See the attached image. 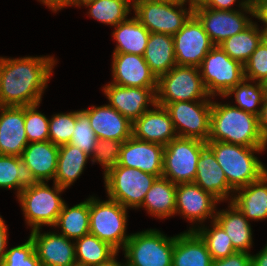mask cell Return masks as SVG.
<instances>
[{"mask_svg":"<svg viewBox=\"0 0 267 266\" xmlns=\"http://www.w3.org/2000/svg\"><path fill=\"white\" fill-rule=\"evenodd\" d=\"M130 2L131 0H95L85 6L89 7L88 13L97 21L117 26L127 19L133 7Z\"/></svg>","mask_w":267,"mask_h":266,"instance_id":"8d00e7d4","label":"cell"},{"mask_svg":"<svg viewBox=\"0 0 267 266\" xmlns=\"http://www.w3.org/2000/svg\"><path fill=\"white\" fill-rule=\"evenodd\" d=\"M112 84L124 87L157 88V78L143 56L113 54Z\"/></svg>","mask_w":267,"mask_h":266,"instance_id":"ffe728a7","label":"cell"},{"mask_svg":"<svg viewBox=\"0 0 267 266\" xmlns=\"http://www.w3.org/2000/svg\"><path fill=\"white\" fill-rule=\"evenodd\" d=\"M229 210L216 212L215 221L224 229L237 252H248L252 246V230L249 220L230 202Z\"/></svg>","mask_w":267,"mask_h":266,"instance_id":"4316f807","label":"cell"},{"mask_svg":"<svg viewBox=\"0 0 267 266\" xmlns=\"http://www.w3.org/2000/svg\"><path fill=\"white\" fill-rule=\"evenodd\" d=\"M238 192L231 198L234 204L247 219L264 220L267 218V173L259 180L236 189Z\"/></svg>","mask_w":267,"mask_h":266,"instance_id":"484cf974","label":"cell"},{"mask_svg":"<svg viewBox=\"0 0 267 266\" xmlns=\"http://www.w3.org/2000/svg\"><path fill=\"white\" fill-rule=\"evenodd\" d=\"M214 46H219L227 38L242 32L252 21L237 10H216L201 7L193 11Z\"/></svg>","mask_w":267,"mask_h":266,"instance_id":"5bb4252c","label":"cell"},{"mask_svg":"<svg viewBox=\"0 0 267 266\" xmlns=\"http://www.w3.org/2000/svg\"><path fill=\"white\" fill-rule=\"evenodd\" d=\"M251 266H267V245L256 255H251Z\"/></svg>","mask_w":267,"mask_h":266,"instance_id":"816d5d0a","label":"cell"},{"mask_svg":"<svg viewBox=\"0 0 267 266\" xmlns=\"http://www.w3.org/2000/svg\"><path fill=\"white\" fill-rule=\"evenodd\" d=\"M208 141H221L246 147H267L258 116L231 106L212 102Z\"/></svg>","mask_w":267,"mask_h":266,"instance_id":"7a4b0ae2","label":"cell"},{"mask_svg":"<svg viewBox=\"0 0 267 266\" xmlns=\"http://www.w3.org/2000/svg\"><path fill=\"white\" fill-rule=\"evenodd\" d=\"M62 228L61 234L69 239H78L89 234V199L68 208L64 203L54 227Z\"/></svg>","mask_w":267,"mask_h":266,"instance_id":"836d02e7","label":"cell"},{"mask_svg":"<svg viewBox=\"0 0 267 266\" xmlns=\"http://www.w3.org/2000/svg\"><path fill=\"white\" fill-rule=\"evenodd\" d=\"M74 243L77 266H97L117 252L108 243L90 233L76 239Z\"/></svg>","mask_w":267,"mask_h":266,"instance_id":"e575fe53","label":"cell"},{"mask_svg":"<svg viewBox=\"0 0 267 266\" xmlns=\"http://www.w3.org/2000/svg\"><path fill=\"white\" fill-rule=\"evenodd\" d=\"M157 1H168V2H173V3H179V4H185L188 2V0H157Z\"/></svg>","mask_w":267,"mask_h":266,"instance_id":"9f6ffc18","label":"cell"},{"mask_svg":"<svg viewBox=\"0 0 267 266\" xmlns=\"http://www.w3.org/2000/svg\"><path fill=\"white\" fill-rule=\"evenodd\" d=\"M199 70L207 93L222 97L244 79V67L231 59L219 46H214L203 59Z\"/></svg>","mask_w":267,"mask_h":266,"instance_id":"8fae6325","label":"cell"},{"mask_svg":"<svg viewBox=\"0 0 267 266\" xmlns=\"http://www.w3.org/2000/svg\"><path fill=\"white\" fill-rule=\"evenodd\" d=\"M122 144L123 141L97 139L91 161H97L104 167V175L117 165Z\"/></svg>","mask_w":267,"mask_h":266,"instance_id":"ee69618b","label":"cell"},{"mask_svg":"<svg viewBox=\"0 0 267 266\" xmlns=\"http://www.w3.org/2000/svg\"><path fill=\"white\" fill-rule=\"evenodd\" d=\"M239 5L243 12L249 13L266 24L262 31L264 36H267V0H242Z\"/></svg>","mask_w":267,"mask_h":266,"instance_id":"f6af8a7d","label":"cell"},{"mask_svg":"<svg viewBox=\"0 0 267 266\" xmlns=\"http://www.w3.org/2000/svg\"><path fill=\"white\" fill-rule=\"evenodd\" d=\"M259 128L264 139L267 141V90L261 105V111L258 116Z\"/></svg>","mask_w":267,"mask_h":266,"instance_id":"7dc6e473","label":"cell"},{"mask_svg":"<svg viewBox=\"0 0 267 266\" xmlns=\"http://www.w3.org/2000/svg\"><path fill=\"white\" fill-rule=\"evenodd\" d=\"M0 266H41L31 237L24 244L6 250Z\"/></svg>","mask_w":267,"mask_h":266,"instance_id":"7bdbcfd3","label":"cell"},{"mask_svg":"<svg viewBox=\"0 0 267 266\" xmlns=\"http://www.w3.org/2000/svg\"><path fill=\"white\" fill-rule=\"evenodd\" d=\"M157 178L139 169L116 165L104 175V182L110 199L125 208H139Z\"/></svg>","mask_w":267,"mask_h":266,"instance_id":"52a82bcc","label":"cell"},{"mask_svg":"<svg viewBox=\"0 0 267 266\" xmlns=\"http://www.w3.org/2000/svg\"><path fill=\"white\" fill-rule=\"evenodd\" d=\"M90 120L97 139L126 141L132 137V122L108 105L82 110Z\"/></svg>","mask_w":267,"mask_h":266,"instance_id":"7402d4cb","label":"cell"},{"mask_svg":"<svg viewBox=\"0 0 267 266\" xmlns=\"http://www.w3.org/2000/svg\"><path fill=\"white\" fill-rule=\"evenodd\" d=\"M0 155L19 156L29 144L25 106H0Z\"/></svg>","mask_w":267,"mask_h":266,"instance_id":"44dd1931","label":"cell"},{"mask_svg":"<svg viewBox=\"0 0 267 266\" xmlns=\"http://www.w3.org/2000/svg\"><path fill=\"white\" fill-rule=\"evenodd\" d=\"M243 67L244 79L267 84V41L265 39L257 46Z\"/></svg>","mask_w":267,"mask_h":266,"instance_id":"b9f144b4","label":"cell"},{"mask_svg":"<svg viewBox=\"0 0 267 266\" xmlns=\"http://www.w3.org/2000/svg\"><path fill=\"white\" fill-rule=\"evenodd\" d=\"M176 65L199 68L203 59L214 47L200 21L192 15L173 35Z\"/></svg>","mask_w":267,"mask_h":266,"instance_id":"4fadbf2b","label":"cell"},{"mask_svg":"<svg viewBox=\"0 0 267 266\" xmlns=\"http://www.w3.org/2000/svg\"><path fill=\"white\" fill-rule=\"evenodd\" d=\"M108 199L100 201L95 197L89 198V233L119 252L130 238V235L125 234L127 208L115 200Z\"/></svg>","mask_w":267,"mask_h":266,"instance_id":"5b68a950","label":"cell"},{"mask_svg":"<svg viewBox=\"0 0 267 266\" xmlns=\"http://www.w3.org/2000/svg\"><path fill=\"white\" fill-rule=\"evenodd\" d=\"M122 249L127 266H172L174 237L150 229L131 234Z\"/></svg>","mask_w":267,"mask_h":266,"instance_id":"ba28073f","label":"cell"},{"mask_svg":"<svg viewBox=\"0 0 267 266\" xmlns=\"http://www.w3.org/2000/svg\"><path fill=\"white\" fill-rule=\"evenodd\" d=\"M189 8L195 11L198 8L205 7L210 0H188Z\"/></svg>","mask_w":267,"mask_h":266,"instance_id":"f5cc1de1","label":"cell"},{"mask_svg":"<svg viewBox=\"0 0 267 266\" xmlns=\"http://www.w3.org/2000/svg\"><path fill=\"white\" fill-rule=\"evenodd\" d=\"M39 105L25 106V132L29 143L49 140V119L38 112Z\"/></svg>","mask_w":267,"mask_h":266,"instance_id":"ab89813d","label":"cell"},{"mask_svg":"<svg viewBox=\"0 0 267 266\" xmlns=\"http://www.w3.org/2000/svg\"><path fill=\"white\" fill-rule=\"evenodd\" d=\"M206 243L195 230L174 236L172 266H211Z\"/></svg>","mask_w":267,"mask_h":266,"instance_id":"d4e9b609","label":"cell"},{"mask_svg":"<svg viewBox=\"0 0 267 266\" xmlns=\"http://www.w3.org/2000/svg\"><path fill=\"white\" fill-rule=\"evenodd\" d=\"M118 252H116L111 258H109L107 261L102 262L101 264L97 265V266H127L126 263L125 264H120L119 262H117V260L115 259L116 255Z\"/></svg>","mask_w":267,"mask_h":266,"instance_id":"db71d44e","label":"cell"},{"mask_svg":"<svg viewBox=\"0 0 267 266\" xmlns=\"http://www.w3.org/2000/svg\"><path fill=\"white\" fill-rule=\"evenodd\" d=\"M39 1V0H38ZM53 11H58L66 6H71V0H40Z\"/></svg>","mask_w":267,"mask_h":266,"instance_id":"f907efd6","label":"cell"},{"mask_svg":"<svg viewBox=\"0 0 267 266\" xmlns=\"http://www.w3.org/2000/svg\"><path fill=\"white\" fill-rule=\"evenodd\" d=\"M93 1H95V0H71V6L72 5H76V6H81V5H86V4H88V3H91V2H93Z\"/></svg>","mask_w":267,"mask_h":266,"instance_id":"11a10c76","label":"cell"},{"mask_svg":"<svg viewBox=\"0 0 267 266\" xmlns=\"http://www.w3.org/2000/svg\"><path fill=\"white\" fill-rule=\"evenodd\" d=\"M246 82H248V80L243 79L239 84L232 87L223 97H229L232 94H235V101L239 105L235 107L259 116L261 111L260 105L263 103L267 84L257 82V84L253 85Z\"/></svg>","mask_w":267,"mask_h":266,"instance_id":"d590c367","label":"cell"},{"mask_svg":"<svg viewBox=\"0 0 267 266\" xmlns=\"http://www.w3.org/2000/svg\"><path fill=\"white\" fill-rule=\"evenodd\" d=\"M175 214H181L191 222H203L207 217L215 219V203L220 202L211 193L194 182L176 184Z\"/></svg>","mask_w":267,"mask_h":266,"instance_id":"e0dca14e","label":"cell"},{"mask_svg":"<svg viewBox=\"0 0 267 266\" xmlns=\"http://www.w3.org/2000/svg\"><path fill=\"white\" fill-rule=\"evenodd\" d=\"M164 146L135 139L133 136L121 146L117 165L139 169L162 177Z\"/></svg>","mask_w":267,"mask_h":266,"instance_id":"2e32d148","label":"cell"},{"mask_svg":"<svg viewBox=\"0 0 267 266\" xmlns=\"http://www.w3.org/2000/svg\"><path fill=\"white\" fill-rule=\"evenodd\" d=\"M75 127V111L59 113L49 119V141L54 145L69 144Z\"/></svg>","mask_w":267,"mask_h":266,"instance_id":"60d3db41","label":"cell"},{"mask_svg":"<svg viewBox=\"0 0 267 266\" xmlns=\"http://www.w3.org/2000/svg\"><path fill=\"white\" fill-rule=\"evenodd\" d=\"M35 251L41 266H77L75 243L62 234L42 233L40 228L31 231Z\"/></svg>","mask_w":267,"mask_h":266,"instance_id":"ac0fdd59","label":"cell"},{"mask_svg":"<svg viewBox=\"0 0 267 266\" xmlns=\"http://www.w3.org/2000/svg\"><path fill=\"white\" fill-rule=\"evenodd\" d=\"M212 222V229L204 227L191 228L195 230L206 243L212 260L228 257L237 251L234 249L231 239L224 229L215 221Z\"/></svg>","mask_w":267,"mask_h":266,"instance_id":"74e56055","label":"cell"},{"mask_svg":"<svg viewBox=\"0 0 267 266\" xmlns=\"http://www.w3.org/2000/svg\"><path fill=\"white\" fill-rule=\"evenodd\" d=\"M208 97L211 96L197 67L175 65L157 80L156 104L163 107L173 102L209 100Z\"/></svg>","mask_w":267,"mask_h":266,"instance_id":"277c9868","label":"cell"},{"mask_svg":"<svg viewBox=\"0 0 267 266\" xmlns=\"http://www.w3.org/2000/svg\"><path fill=\"white\" fill-rule=\"evenodd\" d=\"M236 2V0H210L205 6L216 10H234L230 7Z\"/></svg>","mask_w":267,"mask_h":266,"instance_id":"681fc988","label":"cell"},{"mask_svg":"<svg viewBox=\"0 0 267 266\" xmlns=\"http://www.w3.org/2000/svg\"><path fill=\"white\" fill-rule=\"evenodd\" d=\"M178 137L207 142L210 135L211 100L180 101L165 106Z\"/></svg>","mask_w":267,"mask_h":266,"instance_id":"7c38bea8","label":"cell"},{"mask_svg":"<svg viewBox=\"0 0 267 266\" xmlns=\"http://www.w3.org/2000/svg\"><path fill=\"white\" fill-rule=\"evenodd\" d=\"M156 90L157 88L124 87L112 83L103 88L109 105L132 123L148 110L149 103L155 106Z\"/></svg>","mask_w":267,"mask_h":266,"instance_id":"9a60e30c","label":"cell"},{"mask_svg":"<svg viewBox=\"0 0 267 266\" xmlns=\"http://www.w3.org/2000/svg\"><path fill=\"white\" fill-rule=\"evenodd\" d=\"M64 191L54 183L51 189L47 183L38 182L32 187L24 188L17 198L21 203L25 221L32 230L42 225L54 226L64 205L60 193Z\"/></svg>","mask_w":267,"mask_h":266,"instance_id":"8992f818","label":"cell"},{"mask_svg":"<svg viewBox=\"0 0 267 266\" xmlns=\"http://www.w3.org/2000/svg\"><path fill=\"white\" fill-rule=\"evenodd\" d=\"M89 157L91 156L70 143L59 146L54 183L61 188H68L82 174Z\"/></svg>","mask_w":267,"mask_h":266,"instance_id":"4dcf8cb0","label":"cell"},{"mask_svg":"<svg viewBox=\"0 0 267 266\" xmlns=\"http://www.w3.org/2000/svg\"><path fill=\"white\" fill-rule=\"evenodd\" d=\"M59 146L52 142H31L29 143L21 158L31 170L38 182H45L54 179L57 162H58Z\"/></svg>","mask_w":267,"mask_h":266,"instance_id":"cb8c5ba5","label":"cell"},{"mask_svg":"<svg viewBox=\"0 0 267 266\" xmlns=\"http://www.w3.org/2000/svg\"><path fill=\"white\" fill-rule=\"evenodd\" d=\"M7 226L3 221L2 216H0V264L4 259L7 246Z\"/></svg>","mask_w":267,"mask_h":266,"instance_id":"c3c4849f","label":"cell"},{"mask_svg":"<svg viewBox=\"0 0 267 266\" xmlns=\"http://www.w3.org/2000/svg\"><path fill=\"white\" fill-rule=\"evenodd\" d=\"M55 62L50 56L0 57V106L40 104Z\"/></svg>","mask_w":267,"mask_h":266,"instance_id":"6da1fadb","label":"cell"},{"mask_svg":"<svg viewBox=\"0 0 267 266\" xmlns=\"http://www.w3.org/2000/svg\"><path fill=\"white\" fill-rule=\"evenodd\" d=\"M143 57L157 79L169 72L176 65L173 36L150 33Z\"/></svg>","mask_w":267,"mask_h":266,"instance_id":"83f0119b","label":"cell"},{"mask_svg":"<svg viewBox=\"0 0 267 266\" xmlns=\"http://www.w3.org/2000/svg\"><path fill=\"white\" fill-rule=\"evenodd\" d=\"M154 107L155 109L147 110L133 122L132 136L165 147L178 136L167 109L158 104Z\"/></svg>","mask_w":267,"mask_h":266,"instance_id":"d6986e66","label":"cell"},{"mask_svg":"<svg viewBox=\"0 0 267 266\" xmlns=\"http://www.w3.org/2000/svg\"><path fill=\"white\" fill-rule=\"evenodd\" d=\"M264 39V33L253 22L242 32L227 38L219 47L233 60L244 65L257 46Z\"/></svg>","mask_w":267,"mask_h":266,"instance_id":"d6a6232c","label":"cell"},{"mask_svg":"<svg viewBox=\"0 0 267 266\" xmlns=\"http://www.w3.org/2000/svg\"><path fill=\"white\" fill-rule=\"evenodd\" d=\"M218 164L223 169L228 185L235 191L238 188L259 180L267 168L254 155L266 147H246L221 141H207Z\"/></svg>","mask_w":267,"mask_h":266,"instance_id":"3957f363","label":"cell"},{"mask_svg":"<svg viewBox=\"0 0 267 266\" xmlns=\"http://www.w3.org/2000/svg\"><path fill=\"white\" fill-rule=\"evenodd\" d=\"M197 164L194 183L204 191L211 193L219 201L229 198L230 192H234V190L228 185L223 169L208 146L201 151Z\"/></svg>","mask_w":267,"mask_h":266,"instance_id":"603a6c76","label":"cell"},{"mask_svg":"<svg viewBox=\"0 0 267 266\" xmlns=\"http://www.w3.org/2000/svg\"><path fill=\"white\" fill-rule=\"evenodd\" d=\"M206 142L195 138L177 137L163 151L162 177L172 183L194 182L197 163Z\"/></svg>","mask_w":267,"mask_h":266,"instance_id":"30bf717a","label":"cell"},{"mask_svg":"<svg viewBox=\"0 0 267 266\" xmlns=\"http://www.w3.org/2000/svg\"><path fill=\"white\" fill-rule=\"evenodd\" d=\"M135 17L150 33L175 35L193 15L183 4L157 0H132ZM179 8V9H178Z\"/></svg>","mask_w":267,"mask_h":266,"instance_id":"9c48e42d","label":"cell"},{"mask_svg":"<svg viewBox=\"0 0 267 266\" xmlns=\"http://www.w3.org/2000/svg\"><path fill=\"white\" fill-rule=\"evenodd\" d=\"M37 183L35 176L21 157L0 155V188H16L19 194L24 188Z\"/></svg>","mask_w":267,"mask_h":266,"instance_id":"1f68e13d","label":"cell"},{"mask_svg":"<svg viewBox=\"0 0 267 266\" xmlns=\"http://www.w3.org/2000/svg\"><path fill=\"white\" fill-rule=\"evenodd\" d=\"M176 184L164 177L157 178L146 193L140 207H145L151 216L166 218L175 215Z\"/></svg>","mask_w":267,"mask_h":266,"instance_id":"f546056e","label":"cell"},{"mask_svg":"<svg viewBox=\"0 0 267 266\" xmlns=\"http://www.w3.org/2000/svg\"><path fill=\"white\" fill-rule=\"evenodd\" d=\"M72 133L70 144L77 146L87 155L94 152L97 137L92 127L90 126L89 117L82 111H75V127Z\"/></svg>","mask_w":267,"mask_h":266,"instance_id":"f35d334b","label":"cell"},{"mask_svg":"<svg viewBox=\"0 0 267 266\" xmlns=\"http://www.w3.org/2000/svg\"><path fill=\"white\" fill-rule=\"evenodd\" d=\"M115 27L113 37L117 45L113 54H135L143 56L147 47L150 32L134 16L120 22Z\"/></svg>","mask_w":267,"mask_h":266,"instance_id":"f1b7e54d","label":"cell"},{"mask_svg":"<svg viewBox=\"0 0 267 266\" xmlns=\"http://www.w3.org/2000/svg\"><path fill=\"white\" fill-rule=\"evenodd\" d=\"M211 266H251V254L236 252L228 257L212 260Z\"/></svg>","mask_w":267,"mask_h":266,"instance_id":"bcb514c9","label":"cell"}]
</instances>
